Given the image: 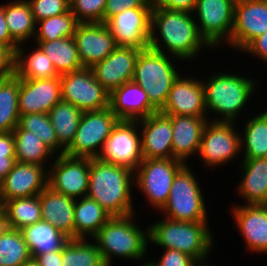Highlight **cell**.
I'll use <instances>...</instances> for the list:
<instances>
[{"label": "cell", "mask_w": 267, "mask_h": 266, "mask_svg": "<svg viewBox=\"0 0 267 266\" xmlns=\"http://www.w3.org/2000/svg\"><path fill=\"white\" fill-rule=\"evenodd\" d=\"M119 120L110 107L83 112L74 140L64 154L97 158Z\"/></svg>", "instance_id": "9c48e42d"}, {"label": "cell", "mask_w": 267, "mask_h": 266, "mask_svg": "<svg viewBox=\"0 0 267 266\" xmlns=\"http://www.w3.org/2000/svg\"><path fill=\"white\" fill-rule=\"evenodd\" d=\"M62 266H106V264L93 240L69 239L62 247Z\"/></svg>", "instance_id": "74e56055"}, {"label": "cell", "mask_w": 267, "mask_h": 266, "mask_svg": "<svg viewBox=\"0 0 267 266\" xmlns=\"http://www.w3.org/2000/svg\"><path fill=\"white\" fill-rule=\"evenodd\" d=\"M7 226L21 230L42 220L39 195L6 201Z\"/></svg>", "instance_id": "8d00e7d4"}, {"label": "cell", "mask_w": 267, "mask_h": 266, "mask_svg": "<svg viewBox=\"0 0 267 266\" xmlns=\"http://www.w3.org/2000/svg\"><path fill=\"white\" fill-rule=\"evenodd\" d=\"M147 261H145L144 263H141V265H138V266H148L147 263H148V260L149 259H146Z\"/></svg>", "instance_id": "6f0895ef"}, {"label": "cell", "mask_w": 267, "mask_h": 266, "mask_svg": "<svg viewBox=\"0 0 267 266\" xmlns=\"http://www.w3.org/2000/svg\"><path fill=\"white\" fill-rule=\"evenodd\" d=\"M112 216L95 200L78 198L74 207V239H92Z\"/></svg>", "instance_id": "83f0119b"}, {"label": "cell", "mask_w": 267, "mask_h": 266, "mask_svg": "<svg viewBox=\"0 0 267 266\" xmlns=\"http://www.w3.org/2000/svg\"><path fill=\"white\" fill-rule=\"evenodd\" d=\"M42 220L50 223L69 239H74V207L76 199L47 186L40 194Z\"/></svg>", "instance_id": "484cf974"}, {"label": "cell", "mask_w": 267, "mask_h": 266, "mask_svg": "<svg viewBox=\"0 0 267 266\" xmlns=\"http://www.w3.org/2000/svg\"><path fill=\"white\" fill-rule=\"evenodd\" d=\"M136 7H153V3L152 0H106L104 23L115 14Z\"/></svg>", "instance_id": "f6af8a7d"}, {"label": "cell", "mask_w": 267, "mask_h": 266, "mask_svg": "<svg viewBox=\"0 0 267 266\" xmlns=\"http://www.w3.org/2000/svg\"><path fill=\"white\" fill-rule=\"evenodd\" d=\"M231 216L247 251L267 254V205H233Z\"/></svg>", "instance_id": "7402d4cb"}, {"label": "cell", "mask_w": 267, "mask_h": 266, "mask_svg": "<svg viewBox=\"0 0 267 266\" xmlns=\"http://www.w3.org/2000/svg\"><path fill=\"white\" fill-rule=\"evenodd\" d=\"M7 227L6 201L0 197V231Z\"/></svg>", "instance_id": "db71d44e"}, {"label": "cell", "mask_w": 267, "mask_h": 266, "mask_svg": "<svg viewBox=\"0 0 267 266\" xmlns=\"http://www.w3.org/2000/svg\"><path fill=\"white\" fill-rule=\"evenodd\" d=\"M181 74L174 80L164 107V115L207 117L205 91L202 80ZM199 78V79H198Z\"/></svg>", "instance_id": "e0dca14e"}, {"label": "cell", "mask_w": 267, "mask_h": 266, "mask_svg": "<svg viewBox=\"0 0 267 266\" xmlns=\"http://www.w3.org/2000/svg\"><path fill=\"white\" fill-rule=\"evenodd\" d=\"M73 38L83 68L101 62L117 47L105 23H79Z\"/></svg>", "instance_id": "ac0fdd59"}, {"label": "cell", "mask_w": 267, "mask_h": 266, "mask_svg": "<svg viewBox=\"0 0 267 266\" xmlns=\"http://www.w3.org/2000/svg\"><path fill=\"white\" fill-rule=\"evenodd\" d=\"M150 30L149 48L181 62L195 60L204 48L216 51L201 36L193 13L152 7Z\"/></svg>", "instance_id": "6da1fadb"}, {"label": "cell", "mask_w": 267, "mask_h": 266, "mask_svg": "<svg viewBox=\"0 0 267 266\" xmlns=\"http://www.w3.org/2000/svg\"><path fill=\"white\" fill-rule=\"evenodd\" d=\"M5 18L10 35L18 45L34 39L37 22L27 0L5 3Z\"/></svg>", "instance_id": "4dcf8cb0"}, {"label": "cell", "mask_w": 267, "mask_h": 266, "mask_svg": "<svg viewBox=\"0 0 267 266\" xmlns=\"http://www.w3.org/2000/svg\"><path fill=\"white\" fill-rule=\"evenodd\" d=\"M229 72L218 70L211 77L207 76V81L202 80L207 117L211 113L216 115L214 120L210 119L212 121L237 122L250 97L253 98L257 87L260 89L256 79Z\"/></svg>", "instance_id": "3957f363"}, {"label": "cell", "mask_w": 267, "mask_h": 266, "mask_svg": "<svg viewBox=\"0 0 267 266\" xmlns=\"http://www.w3.org/2000/svg\"><path fill=\"white\" fill-rule=\"evenodd\" d=\"M208 259H204V260H199V261H196L192 266H215V265H211L206 263Z\"/></svg>", "instance_id": "9f6ffc18"}, {"label": "cell", "mask_w": 267, "mask_h": 266, "mask_svg": "<svg viewBox=\"0 0 267 266\" xmlns=\"http://www.w3.org/2000/svg\"><path fill=\"white\" fill-rule=\"evenodd\" d=\"M235 124L208 120L197 154L205 168L220 167L230 161H236L237 156L242 155L241 132L238 128L236 130Z\"/></svg>", "instance_id": "30bf717a"}, {"label": "cell", "mask_w": 267, "mask_h": 266, "mask_svg": "<svg viewBox=\"0 0 267 266\" xmlns=\"http://www.w3.org/2000/svg\"><path fill=\"white\" fill-rule=\"evenodd\" d=\"M15 162V156H0V183L12 170Z\"/></svg>", "instance_id": "f5cc1de1"}, {"label": "cell", "mask_w": 267, "mask_h": 266, "mask_svg": "<svg viewBox=\"0 0 267 266\" xmlns=\"http://www.w3.org/2000/svg\"><path fill=\"white\" fill-rule=\"evenodd\" d=\"M14 54L0 42V78L13 72Z\"/></svg>", "instance_id": "681fc988"}, {"label": "cell", "mask_w": 267, "mask_h": 266, "mask_svg": "<svg viewBox=\"0 0 267 266\" xmlns=\"http://www.w3.org/2000/svg\"><path fill=\"white\" fill-rule=\"evenodd\" d=\"M237 195L244 205H267V158L242 159Z\"/></svg>", "instance_id": "4316f807"}, {"label": "cell", "mask_w": 267, "mask_h": 266, "mask_svg": "<svg viewBox=\"0 0 267 266\" xmlns=\"http://www.w3.org/2000/svg\"><path fill=\"white\" fill-rule=\"evenodd\" d=\"M31 258L20 230L7 227L0 231V266H21Z\"/></svg>", "instance_id": "ab89813d"}, {"label": "cell", "mask_w": 267, "mask_h": 266, "mask_svg": "<svg viewBox=\"0 0 267 266\" xmlns=\"http://www.w3.org/2000/svg\"><path fill=\"white\" fill-rule=\"evenodd\" d=\"M173 129L172 158L187 164L191 156L199 152L204 127L209 117L167 115Z\"/></svg>", "instance_id": "cb8c5ba5"}, {"label": "cell", "mask_w": 267, "mask_h": 266, "mask_svg": "<svg viewBox=\"0 0 267 266\" xmlns=\"http://www.w3.org/2000/svg\"><path fill=\"white\" fill-rule=\"evenodd\" d=\"M138 127V120H119L98 158L135 171L143 160Z\"/></svg>", "instance_id": "4fadbf2b"}, {"label": "cell", "mask_w": 267, "mask_h": 266, "mask_svg": "<svg viewBox=\"0 0 267 266\" xmlns=\"http://www.w3.org/2000/svg\"><path fill=\"white\" fill-rule=\"evenodd\" d=\"M151 11L152 7L129 8L105 22L117 47L149 48Z\"/></svg>", "instance_id": "5bb4252c"}, {"label": "cell", "mask_w": 267, "mask_h": 266, "mask_svg": "<svg viewBox=\"0 0 267 266\" xmlns=\"http://www.w3.org/2000/svg\"><path fill=\"white\" fill-rule=\"evenodd\" d=\"M15 140V159L17 162L46 166L54 153L32 132L24 129L12 131ZM46 161V162H45Z\"/></svg>", "instance_id": "d590c367"}, {"label": "cell", "mask_w": 267, "mask_h": 266, "mask_svg": "<svg viewBox=\"0 0 267 266\" xmlns=\"http://www.w3.org/2000/svg\"><path fill=\"white\" fill-rule=\"evenodd\" d=\"M54 159L50 168H47L48 186L73 199L86 197L89 189V157L62 154Z\"/></svg>", "instance_id": "9a60e30c"}, {"label": "cell", "mask_w": 267, "mask_h": 266, "mask_svg": "<svg viewBox=\"0 0 267 266\" xmlns=\"http://www.w3.org/2000/svg\"><path fill=\"white\" fill-rule=\"evenodd\" d=\"M185 165L174 158L143 159L134 171V186L160 212L169 199L174 177Z\"/></svg>", "instance_id": "ba28073f"}, {"label": "cell", "mask_w": 267, "mask_h": 266, "mask_svg": "<svg viewBox=\"0 0 267 266\" xmlns=\"http://www.w3.org/2000/svg\"><path fill=\"white\" fill-rule=\"evenodd\" d=\"M266 31L267 0H236L233 31L226 45L243 51Z\"/></svg>", "instance_id": "2e32d148"}, {"label": "cell", "mask_w": 267, "mask_h": 266, "mask_svg": "<svg viewBox=\"0 0 267 266\" xmlns=\"http://www.w3.org/2000/svg\"><path fill=\"white\" fill-rule=\"evenodd\" d=\"M186 164L174 177L170 196L160 211L175 221H209L200 182Z\"/></svg>", "instance_id": "52a82bcc"}, {"label": "cell", "mask_w": 267, "mask_h": 266, "mask_svg": "<svg viewBox=\"0 0 267 266\" xmlns=\"http://www.w3.org/2000/svg\"><path fill=\"white\" fill-rule=\"evenodd\" d=\"M36 22L64 14L70 10V0H27Z\"/></svg>", "instance_id": "7bdbcfd3"}, {"label": "cell", "mask_w": 267, "mask_h": 266, "mask_svg": "<svg viewBox=\"0 0 267 266\" xmlns=\"http://www.w3.org/2000/svg\"><path fill=\"white\" fill-rule=\"evenodd\" d=\"M255 56L267 64V31L255 38L242 52Z\"/></svg>", "instance_id": "bcb514c9"}, {"label": "cell", "mask_w": 267, "mask_h": 266, "mask_svg": "<svg viewBox=\"0 0 267 266\" xmlns=\"http://www.w3.org/2000/svg\"><path fill=\"white\" fill-rule=\"evenodd\" d=\"M48 114L59 143L67 149L74 140L83 111L61 99Z\"/></svg>", "instance_id": "e575fe53"}, {"label": "cell", "mask_w": 267, "mask_h": 266, "mask_svg": "<svg viewBox=\"0 0 267 266\" xmlns=\"http://www.w3.org/2000/svg\"><path fill=\"white\" fill-rule=\"evenodd\" d=\"M159 260H152L147 263L148 266H192L196 260L175 249H163Z\"/></svg>", "instance_id": "ee69618b"}, {"label": "cell", "mask_w": 267, "mask_h": 266, "mask_svg": "<svg viewBox=\"0 0 267 266\" xmlns=\"http://www.w3.org/2000/svg\"><path fill=\"white\" fill-rule=\"evenodd\" d=\"M60 77L42 79L20 78L18 95L19 115L31 113L48 114L61 100Z\"/></svg>", "instance_id": "44dd1931"}, {"label": "cell", "mask_w": 267, "mask_h": 266, "mask_svg": "<svg viewBox=\"0 0 267 266\" xmlns=\"http://www.w3.org/2000/svg\"><path fill=\"white\" fill-rule=\"evenodd\" d=\"M133 186L134 171L130 168L102 161L98 157L89 158L87 197L99 203L111 216L135 213Z\"/></svg>", "instance_id": "7a4b0ae2"}, {"label": "cell", "mask_w": 267, "mask_h": 266, "mask_svg": "<svg viewBox=\"0 0 267 266\" xmlns=\"http://www.w3.org/2000/svg\"><path fill=\"white\" fill-rule=\"evenodd\" d=\"M109 107L120 120H139L159 112L150 103L146 91L133 80L110 94Z\"/></svg>", "instance_id": "d4e9b609"}, {"label": "cell", "mask_w": 267, "mask_h": 266, "mask_svg": "<svg viewBox=\"0 0 267 266\" xmlns=\"http://www.w3.org/2000/svg\"><path fill=\"white\" fill-rule=\"evenodd\" d=\"M135 215L134 213L128 216H112L92 238L106 266H111L116 257L137 262L147 256L150 243L149 226L147 229H141L134 222L137 218Z\"/></svg>", "instance_id": "277c9868"}, {"label": "cell", "mask_w": 267, "mask_h": 266, "mask_svg": "<svg viewBox=\"0 0 267 266\" xmlns=\"http://www.w3.org/2000/svg\"><path fill=\"white\" fill-rule=\"evenodd\" d=\"M45 167L16 161L0 183V197L8 201L39 195L48 186V169Z\"/></svg>", "instance_id": "d6986e66"}, {"label": "cell", "mask_w": 267, "mask_h": 266, "mask_svg": "<svg viewBox=\"0 0 267 266\" xmlns=\"http://www.w3.org/2000/svg\"><path fill=\"white\" fill-rule=\"evenodd\" d=\"M140 49L116 47L105 59L90 69L95 79L111 94L116 88L131 81Z\"/></svg>", "instance_id": "ffe728a7"}, {"label": "cell", "mask_w": 267, "mask_h": 266, "mask_svg": "<svg viewBox=\"0 0 267 266\" xmlns=\"http://www.w3.org/2000/svg\"><path fill=\"white\" fill-rule=\"evenodd\" d=\"M79 22L71 13L45 18L37 22L34 42L53 41L60 38L72 37Z\"/></svg>", "instance_id": "60d3db41"}, {"label": "cell", "mask_w": 267, "mask_h": 266, "mask_svg": "<svg viewBox=\"0 0 267 266\" xmlns=\"http://www.w3.org/2000/svg\"><path fill=\"white\" fill-rule=\"evenodd\" d=\"M153 7L192 13L196 0H152Z\"/></svg>", "instance_id": "7dc6e473"}, {"label": "cell", "mask_w": 267, "mask_h": 266, "mask_svg": "<svg viewBox=\"0 0 267 266\" xmlns=\"http://www.w3.org/2000/svg\"><path fill=\"white\" fill-rule=\"evenodd\" d=\"M20 77L13 71L0 78V133L12 132L19 121Z\"/></svg>", "instance_id": "836d02e7"}, {"label": "cell", "mask_w": 267, "mask_h": 266, "mask_svg": "<svg viewBox=\"0 0 267 266\" xmlns=\"http://www.w3.org/2000/svg\"><path fill=\"white\" fill-rule=\"evenodd\" d=\"M21 266H40L39 263L36 261L35 258H31L28 261H26L24 264Z\"/></svg>", "instance_id": "11a10c76"}, {"label": "cell", "mask_w": 267, "mask_h": 266, "mask_svg": "<svg viewBox=\"0 0 267 266\" xmlns=\"http://www.w3.org/2000/svg\"><path fill=\"white\" fill-rule=\"evenodd\" d=\"M0 42L13 54L17 52L18 44L12 39L5 18V4L0 3Z\"/></svg>", "instance_id": "c3c4849f"}, {"label": "cell", "mask_w": 267, "mask_h": 266, "mask_svg": "<svg viewBox=\"0 0 267 266\" xmlns=\"http://www.w3.org/2000/svg\"><path fill=\"white\" fill-rule=\"evenodd\" d=\"M15 129H24L32 132L42 140L55 156L65 153L66 149L58 141L49 114L31 113L20 115Z\"/></svg>", "instance_id": "f35d334b"}, {"label": "cell", "mask_w": 267, "mask_h": 266, "mask_svg": "<svg viewBox=\"0 0 267 266\" xmlns=\"http://www.w3.org/2000/svg\"><path fill=\"white\" fill-rule=\"evenodd\" d=\"M35 43L52 61L59 75L83 68L73 36Z\"/></svg>", "instance_id": "d6a6232c"}, {"label": "cell", "mask_w": 267, "mask_h": 266, "mask_svg": "<svg viewBox=\"0 0 267 266\" xmlns=\"http://www.w3.org/2000/svg\"><path fill=\"white\" fill-rule=\"evenodd\" d=\"M235 2L236 0H196L192 12L195 22L201 36L213 49L230 41Z\"/></svg>", "instance_id": "8fae6325"}, {"label": "cell", "mask_w": 267, "mask_h": 266, "mask_svg": "<svg viewBox=\"0 0 267 266\" xmlns=\"http://www.w3.org/2000/svg\"><path fill=\"white\" fill-rule=\"evenodd\" d=\"M175 61L180 59L151 48L141 50L137 56L132 80L146 91L158 111L164 107L172 84L181 73Z\"/></svg>", "instance_id": "8992f818"}, {"label": "cell", "mask_w": 267, "mask_h": 266, "mask_svg": "<svg viewBox=\"0 0 267 266\" xmlns=\"http://www.w3.org/2000/svg\"><path fill=\"white\" fill-rule=\"evenodd\" d=\"M35 259L40 266H62V250L40 254Z\"/></svg>", "instance_id": "816d5d0a"}, {"label": "cell", "mask_w": 267, "mask_h": 266, "mask_svg": "<svg viewBox=\"0 0 267 266\" xmlns=\"http://www.w3.org/2000/svg\"><path fill=\"white\" fill-rule=\"evenodd\" d=\"M61 98L81 111H97L109 107L110 94L95 79L90 68L61 74Z\"/></svg>", "instance_id": "7c38bea8"}, {"label": "cell", "mask_w": 267, "mask_h": 266, "mask_svg": "<svg viewBox=\"0 0 267 266\" xmlns=\"http://www.w3.org/2000/svg\"><path fill=\"white\" fill-rule=\"evenodd\" d=\"M255 115L245 120L240 133L243 159L267 158V108Z\"/></svg>", "instance_id": "1f68e13d"}, {"label": "cell", "mask_w": 267, "mask_h": 266, "mask_svg": "<svg viewBox=\"0 0 267 266\" xmlns=\"http://www.w3.org/2000/svg\"><path fill=\"white\" fill-rule=\"evenodd\" d=\"M106 0H70L71 13L79 23H104Z\"/></svg>", "instance_id": "b9f144b4"}, {"label": "cell", "mask_w": 267, "mask_h": 266, "mask_svg": "<svg viewBox=\"0 0 267 266\" xmlns=\"http://www.w3.org/2000/svg\"><path fill=\"white\" fill-rule=\"evenodd\" d=\"M149 224V242L163 249H175L196 261L208 259L215 248L208 221L184 222L169 218ZM210 229V230H209ZM213 249V250H212Z\"/></svg>", "instance_id": "5b68a950"}, {"label": "cell", "mask_w": 267, "mask_h": 266, "mask_svg": "<svg viewBox=\"0 0 267 266\" xmlns=\"http://www.w3.org/2000/svg\"><path fill=\"white\" fill-rule=\"evenodd\" d=\"M25 44L18 46L17 52L14 54V69L13 71L24 79H42L59 77L52 61L46 54L36 45L31 53L24 48Z\"/></svg>", "instance_id": "f546056e"}, {"label": "cell", "mask_w": 267, "mask_h": 266, "mask_svg": "<svg viewBox=\"0 0 267 266\" xmlns=\"http://www.w3.org/2000/svg\"><path fill=\"white\" fill-rule=\"evenodd\" d=\"M20 231L32 258L40 254L62 250V247L69 240L62 232L43 220L23 227Z\"/></svg>", "instance_id": "f1b7e54d"}, {"label": "cell", "mask_w": 267, "mask_h": 266, "mask_svg": "<svg viewBox=\"0 0 267 266\" xmlns=\"http://www.w3.org/2000/svg\"><path fill=\"white\" fill-rule=\"evenodd\" d=\"M143 159L172 158L171 119L157 112L138 120Z\"/></svg>", "instance_id": "603a6c76"}, {"label": "cell", "mask_w": 267, "mask_h": 266, "mask_svg": "<svg viewBox=\"0 0 267 266\" xmlns=\"http://www.w3.org/2000/svg\"><path fill=\"white\" fill-rule=\"evenodd\" d=\"M15 140L12 132L0 133V156H15Z\"/></svg>", "instance_id": "f907efd6"}]
</instances>
